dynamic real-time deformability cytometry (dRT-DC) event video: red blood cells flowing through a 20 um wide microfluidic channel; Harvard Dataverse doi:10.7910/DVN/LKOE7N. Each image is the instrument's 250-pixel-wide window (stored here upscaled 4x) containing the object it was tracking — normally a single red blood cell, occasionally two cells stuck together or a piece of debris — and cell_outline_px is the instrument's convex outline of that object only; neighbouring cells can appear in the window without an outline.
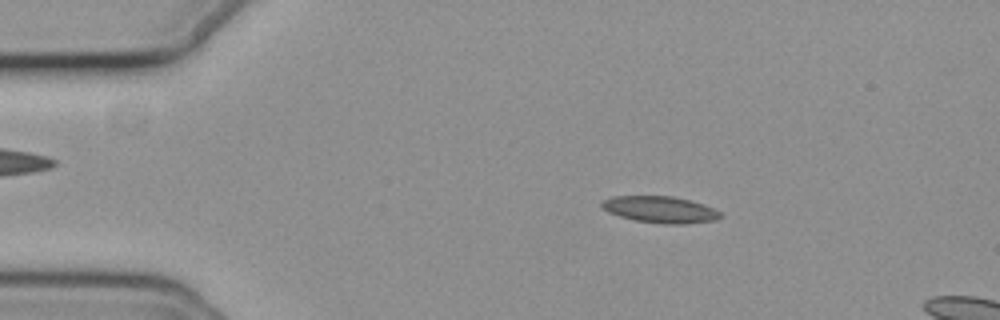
{"species": "common noctule bat (a hibernating species)", "species_latin": "Nyctalus noctula", "temperature_condition": "cold", "stored_images_in_passage": 10, "camera_frame_rate_fps": 3000, "um_per_image_px": 0.085, "animal": {"sex": "female", "body_mass_g": 19.3, "forearm_length_mm": 54.1}, "frame": {"image": 1, "passage_image": 4, "time_ms": 1.0, "image_size_px": [1000, 320], "cell_outline_px": [[720, 216], [716, 220], [684, 224], [664, 224], [636, 220], [620, 216], [604, 208], [600, 204], [604, 200], [612, 196], [672, 196], [692, 200], [704, 204], [720, 212]], "centroid_in_image_um": [56.15, 17.8], "position_along_channel_um": 28.8, "area_um2": 18.15}}